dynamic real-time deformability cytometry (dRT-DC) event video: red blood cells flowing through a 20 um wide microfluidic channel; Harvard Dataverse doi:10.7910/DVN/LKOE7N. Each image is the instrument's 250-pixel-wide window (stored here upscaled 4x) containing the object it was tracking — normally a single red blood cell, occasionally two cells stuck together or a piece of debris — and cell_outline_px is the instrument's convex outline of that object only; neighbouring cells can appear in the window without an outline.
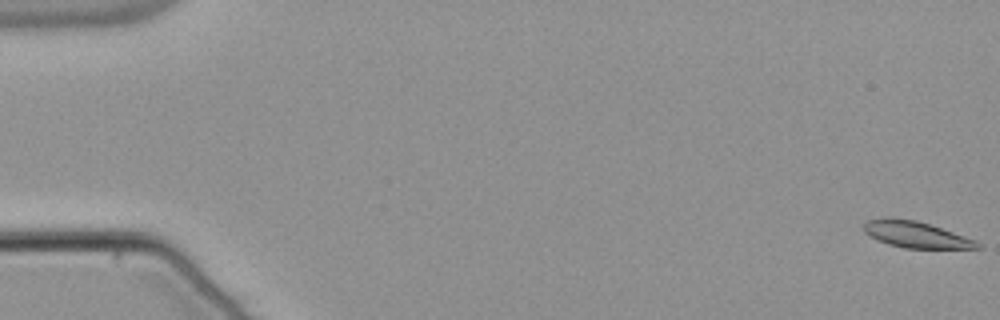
{"species": "common noctule bat (a hibernating species)", "species_latin": "Nyctalus noctula", "temperature_condition": "warm", "stored_images_in_passage": 56, "camera_frame_rate_fps": 3000, "um_per_image_px": 0.085, "animal": {"sex": "male", "body_mass_g": 21.5, "forearm_length_mm": 52.0}, "frame": {"image": 1, "passage_image": 1, "time_ms": 0.0, "image_size_px": [1000, 320], "cell_outline_px": [[980, 248], [904, 248], [888, 244], [864, 232], [864, 224], [868, 220], [888, 216], [916, 220], [976, 240], [980, 244]], "centroid_in_image_um": [77.82, 19.92], "position_along_channel_um": 7.2, "area_um2": 17.17}}
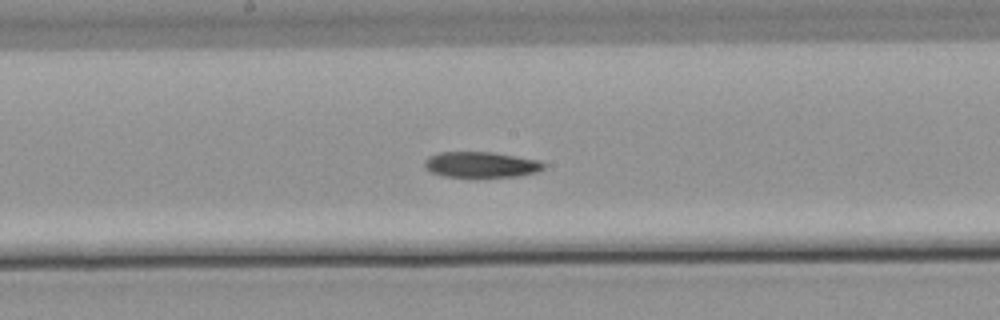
{"frame": {"image": 2, "passage_image": 30, "time_ms": 9.667, "image_size_px": [1000, 320], "cell_outline_px": [[548, 164], [544, 168], [536, 172], [520, 176], [484, 180], [476, 180], [444, 176], [432, 172], [424, 168], [424, 160], [428, 156], [440, 152], [492, 152], [540, 160]], "centroid_in_image_um": [40.91, 14.05], "position_along_channel_um": 207.3, "area_um2": 19.02}}
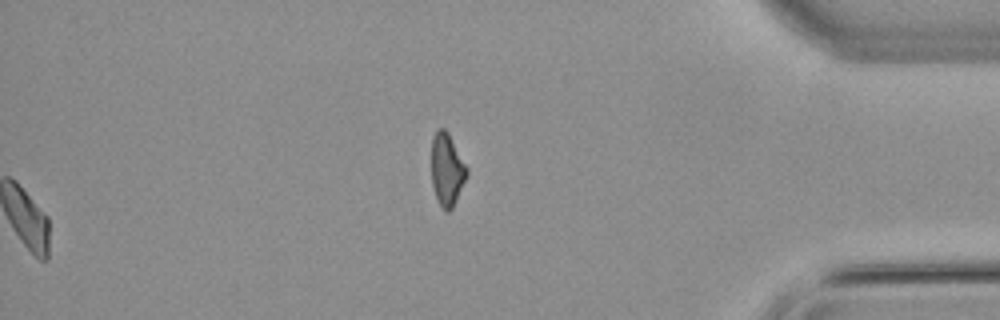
{"frame": {"image": 3, "passage_image": 56, "time_ms": 18.333, "image_size_px": [1000, 320], "cell_outline_px": [[468, 176], [452, 208], [448, 212], [444, 212], [436, 196], [432, 184], [432, 136], [440, 128], [444, 128], [448, 132], [468, 168]], "centroid_in_image_um": [38.01, 14.42], "position_along_channel_um": 397.2, "area_um2": 14.91}, "authors_computed_cell_mechanics": {"area_um2": 18.0625, "velocity_mm_per_s": 3.7903, "shape_relaxation_time_tau1_ms": 8.8592, "shape_relaxation_time_tau2_ms": null, "deformation_change_tau1": 0.1647, "deformation_change_tau2": null}}